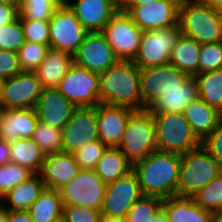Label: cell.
<instances>
[{
    "label": "cell",
    "mask_w": 222,
    "mask_h": 222,
    "mask_svg": "<svg viewBox=\"0 0 222 222\" xmlns=\"http://www.w3.org/2000/svg\"><path fill=\"white\" fill-rule=\"evenodd\" d=\"M181 155L156 150L132 164L141 191L145 196L161 199L177 197Z\"/></svg>",
    "instance_id": "6da1fadb"
},
{
    "label": "cell",
    "mask_w": 222,
    "mask_h": 222,
    "mask_svg": "<svg viewBox=\"0 0 222 222\" xmlns=\"http://www.w3.org/2000/svg\"><path fill=\"white\" fill-rule=\"evenodd\" d=\"M99 101L133 110L145 109L140 92V69L133 61L119 60L99 74Z\"/></svg>",
    "instance_id": "7a4b0ae2"
},
{
    "label": "cell",
    "mask_w": 222,
    "mask_h": 222,
    "mask_svg": "<svg viewBox=\"0 0 222 222\" xmlns=\"http://www.w3.org/2000/svg\"><path fill=\"white\" fill-rule=\"evenodd\" d=\"M178 23L182 35L198 44L222 41V17L206 0H181Z\"/></svg>",
    "instance_id": "3957f363"
},
{
    "label": "cell",
    "mask_w": 222,
    "mask_h": 222,
    "mask_svg": "<svg viewBox=\"0 0 222 222\" xmlns=\"http://www.w3.org/2000/svg\"><path fill=\"white\" fill-rule=\"evenodd\" d=\"M222 172V165L202 146L181 155L177 197L191 198Z\"/></svg>",
    "instance_id": "277c9868"
},
{
    "label": "cell",
    "mask_w": 222,
    "mask_h": 222,
    "mask_svg": "<svg viewBox=\"0 0 222 222\" xmlns=\"http://www.w3.org/2000/svg\"><path fill=\"white\" fill-rule=\"evenodd\" d=\"M117 148L132 164L157 150L155 122L149 109L135 110L130 115Z\"/></svg>",
    "instance_id": "5b68a950"
},
{
    "label": "cell",
    "mask_w": 222,
    "mask_h": 222,
    "mask_svg": "<svg viewBox=\"0 0 222 222\" xmlns=\"http://www.w3.org/2000/svg\"><path fill=\"white\" fill-rule=\"evenodd\" d=\"M157 150L183 155L201 145L183 113H152Z\"/></svg>",
    "instance_id": "8992f818"
},
{
    "label": "cell",
    "mask_w": 222,
    "mask_h": 222,
    "mask_svg": "<svg viewBox=\"0 0 222 222\" xmlns=\"http://www.w3.org/2000/svg\"><path fill=\"white\" fill-rule=\"evenodd\" d=\"M87 33L74 12L63 1L49 20L50 49L73 56Z\"/></svg>",
    "instance_id": "52a82bcc"
},
{
    "label": "cell",
    "mask_w": 222,
    "mask_h": 222,
    "mask_svg": "<svg viewBox=\"0 0 222 222\" xmlns=\"http://www.w3.org/2000/svg\"><path fill=\"white\" fill-rule=\"evenodd\" d=\"M180 34L179 23L172 27L143 31L133 63L139 69L169 64L170 53Z\"/></svg>",
    "instance_id": "ba28073f"
},
{
    "label": "cell",
    "mask_w": 222,
    "mask_h": 222,
    "mask_svg": "<svg viewBox=\"0 0 222 222\" xmlns=\"http://www.w3.org/2000/svg\"><path fill=\"white\" fill-rule=\"evenodd\" d=\"M106 184L94 170L81 169L69 183L58 189L63 205L84 206L101 211Z\"/></svg>",
    "instance_id": "9c48e42d"
},
{
    "label": "cell",
    "mask_w": 222,
    "mask_h": 222,
    "mask_svg": "<svg viewBox=\"0 0 222 222\" xmlns=\"http://www.w3.org/2000/svg\"><path fill=\"white\" fill-rule=\"evenodd\" d=\"M119 60L133 61L143 33L132 17L118 11L101 31Z\"/></svg>",
    "instance_id": "30bf717a"
},
{
    "label": "cell",
    "mask_w": 222,
    "mask_h": 222,
    "mask_svg": "<svg viewBox=\"0 0 222 222\" xmlns=\"http://www.w3.org/2000/svg\"><path fill=\"white\" fill-rule=\"evenodd\" d=\"M76 107H92L99 101V74L72 64L57 88Z\"/></svg>",
    "instance_id": "8fae6325"
},
{
    "label": "cell",
    "mask_w": 222,
    "mask_h": 222,
    "mask_svg": "<svg viewBox=\"0 0 222 222\" xmlns=\"http://www.w3.org/2000/svg\"><path fill=\"white\" fill-rule=\"evenodd\" d=\"M43 90L35 72L21 71L3 80L0 102L3 110L34 108Z\"/></svg>",
    "instance_id": "7c38bea8"
},
{
    "label": "cell",
    "mask_w": 222,
    "mask_h": 222,
    "mask_svg": "<svg viewBox=\"0 0 222 222\" xmlns=\"http://www.w3.org/2000/svg\"><path fill=\"white\" fill-rule=\"evenodd\" d=\"M188 77L171 64L140 69V92L145 109L164 93L176 90Z\"/></svg>",
    "instance_id": "4fadbf2b"
},
{
    "label": "cell",
    "mask_w": 222,
    "mask_h": 222,
    "mask_svg": "<svg viewBox=\"0 0 222 222\" xmlns=\"http://www.w3.org/2000/svg\"><path fill=\"white\" fill-rule=\"evenodd\" d=\"M62 134V152L69 154H74L86 143L99 140L96 106L77 107Z\"/></svg>",
    "instance_id": "5bb4252c"
},
{
    "label": "cell",
    "mask_w": 222,
    "mask_h": 222,
    "mask_svg": "<svg viewBox=\"0 0 222 222\" xmlns=\"http://www.w3.org/2000/svg\"><path fill=\"white\" fill-rule=\"evenodd\" d=\"M119 59L102 32H88L84 41L73 55V63L101 74Z\"/></svg>",
    "instance_id": "9a60e30c"
},
{
    "label": "cell",
    "mask_w": 222,
    "mask_h": 222,
    "mask_svg": "<svg viewBox=\"0 0 222 222\" xmlns=\"http://www.w3.org/2000/svg\"><path fill=\"white\" fill-rule=\"evenodd\" d=\"M143 196L136 174L131 171L106 184L101 215L126 217L127 211Z\"/></svg>",
    "instance_id": "2e32d148"
},
{
    "label": "cell",
    "mask_w": 222,
    "mask_h": 222,
    "mask_svg": "<svg viewBox=\"0 0 222 222\" xmlns=\"http://www.w3.org/2000/svg\"><path fill=\"white\" fill-rule=\"evenodd\" d=\"M181 0H154L135 6L128 14L143 31L172 27L178 24Z\"/></svg>",
    "instance_id": "e0dca14e"
},
{
    "label": "cell",
    "mask_w": 222,
    "mask_h": 222,
    "mask_svg": "<svg viewBox=\"0 0 222 222\" xmlns=\"http://www.w3.org/2000/svg\"><path fill=\"white\" fill-rule=\"evenodd\" d=\"M77 107L57 88H43L34 109L39 122L63 129Z\"/></svg>",
    "instance_id": "ac0fdd59"
},
{
    "label": "cell",
    "mask_w": 222,
    "mask_h": 222,
    "mask_svg": "<svg viewBox=\"0 0 222 222\" xmlns=\"http://www.w3.org/2000/svg\"><path fill=\"white\" fill-rule=\"evenodd\" d=\"M96 110L99 140L107 147H118L126 123L135 110L102 103L96 105Z\"/></svg>",
    "instance_id": "d6986e66"
},
{
    "label": "cell",
    "mask_w": 222,
    "mask_h": 222,
    "mask_svg": "<svg viewBox=\"0 0 222 222\" xmlns=\"http://www.w3.org/2000/svg\"><path fill=\"white\" fill-rule=\"evenodd\" d=\"M88 32H101L118 12L115 0H64ZM72 2V3H71Z\"/></svg>",
    "instance_id": "ffe728a7"
},
{
    "label": "cell",
    "mask_w": 222,
    "mask_h": 222,
    "mask_svg": "<svg viewBox=\"0 0 222 222\" xmlns=\"http://www.w3.org/2000/svg\"><path fill=\"white\" fill-rule=\"evenodd\" d=\"M80 170L73 154L57 152L45 157L39 175L46 188L58 190L72 181Z\"/></svg>",
    "instance_id": "44dd1931"
},
{
    "label": "cell",
    "mask_w": 222,
    "mask_h": 222,
    "mask_svg": "<svg viewBox=\"0 0 222 222\" xmlns=\"http://www.w3.org/2000/svg\"><path fill=\"white\" fill-rule=\"evenodd\" d=\"M37 122L34 108L4 110L0 115V139L10 143L32 138Z\"/></svg>",
    "instance_id": "7402d4cb"
},
{
    "label": "cell",
    "mask_w": 222,
    "mask_h": 222,
    "mask_svg": "<svg viewBox=\"0 0 222 222\" xmlns=\"http://www.w3.org/2000/svg\"><path fill=\"white\" fill-rule=\"evenodd\" d=\"M199 98L198 85L194 76H188L180 87L164 93L148 109L152 113H183L185 108Z\"/></svg>",
    "instance_id": "603a6c76"
},
{
    "label": "cell",
    "mask_w": 222,
    "mask_h": 222,
    "mask_svg": "<svg viewBox=\"0 0 222 222\" xmlns=\"http://www.w3.org/2000/svg\"><path fill=\"white\" fill-rule=\"evenodd\" d=\"M183 115L201 142L216 129L222 119L221 113L200 98L191 102L185 108Z\"/></svg>",
    "instance_id": "cb8c5ba5"
},
{
    "label": "cell",
    "mask_w": 222,
    "mask_h": 222,
    "mask_svg": "<svg viewBox=\"0 0 222 222\" xmlns=\"http://www.w3.org/2000/svg\"><path fill=\"white\" fill-rule=\"evenodd\" d=\"M72 64L71 54L49 49L35 73L43 88H58Z\"/></svg>",
    "instance_id": "d4e9b609"
},
{
    "label": "cell",
    "mask_w": 222,
    "mask_h": 222,
    "mask_svg": "<svg viewBox=\"0 0 222 222\" xmlns=\"http://www.w3.org/2000/svg\"><path fill=\"white\" fill-rule=\"evenodd\" d=\"M162 210L169 222H209L211 211L200 207L189 197H169L163 200Z\"/></svg>",
    "instance_id": "484cf974"
},
{
    "label": "cell",
    "mask_w": 222,
    "mask_h": 222,
    "mask_svg": "<svg viewBox=\"0 0 222 222\" xmlns=\"http://www.w3.org/2000/svg\"><path fill=\"white\" fill-rule=\"evenodd\" d=\"M41 175L34 174L28 180L16 185L2 197L5 210H28L45 189Z\"/></svg>",
    "instance_id": "4316f807"
},
{
    "label": "cell",
    "mask_w": 222,
    "mask_h": 222,
    "mask_svg": "<svg viewBox=\"0 0 222 222\" xmlns=\"http://www.w3.org/2000/svg\"><path fill=\"white\" fill-rule=\"evenodd\" d=\"M200 44L182 34L179 35L170 53L169 64L188 76L199 74Z\"/></svg>",
    "instance_id": "83f0119b"
},
{
    "label": "cell",
    "mask_w": 222,
    "mask_h": 222,
    "mask_svg": "<svg viewBox=\"0 0 222 222\" xmlns=\"http://www.w3.org/2000/svg\"><path fill=\"white\" fill-rule=\"evenodd\" d=\"M94 171L105 184H109L131 172L132 163L117 147H107Z\"/></svg>",
    "instance_id": "f1b7e54d"
},
{
    "label": "cell",
    "mask_w": 222,
    "mask_h": 222,
    "mask_svg": "<svg viewBox=\"0 0 222 222\" xmlns=\"http://www.w3.org/2000/svg\"><path fill=\"white\" fill-rule=\"evenodd\" d=\"M9 147L11 162L40 174L46 156L31 138L12 141Z\"/></svg>",
    "instance_id": "f546056e"
},
{
    "label": "cell",
    "mask_w": 222,
    "mask_h": 222,
    "mask_svg": "<svg viewBox=\"0 0 222 222\" xmlns=\"http://www.w3.org/2000/svg\"><path fill=\"white\" fill-rule=\"evenodd\" d=\"M34 222H51L63 214V203L58 190L45 188L28 209Z\"/></svg>",
    "instance_id": "4dcf8cb0"
},
{
    "label": "cell",
    "mask_w": 222,
    "mask_h": 222,
    "mask_svg": "<svg viewBox=\"0 0 222 222\" xmlns=\"http://www.w3.org/2000/svg\"><path fill=\"white\" fill-rule=\"evenodd\" d=\"M199 98L222 114V69L196 74Z\"/></svg>",
    "instance_id": "1f68e13d"
},
{
    "label": "cell",
    "mask_w": 222,
    "mask_h": 222,
    "mask_svg": "<svg viewBox=\"0 0 222 222\" xmlns=\"http://www.w3.org/2000/svg\"><path fill=\"white\" fill-rule=\"evenodd\" d=\"M62 135V129L38 121L31 139L47 156L62 152Z\"/></svg>",
    "instance_id": "d6a6232c"
},
{
    "label": "cell",
    "mask_w": 222,
    "mask_h": 222,
    "mask_svg": "<svg viewBox=\"0 0 222 222\" xmlns=\"http://www.w3.org/2000/svg\"><path fill=\"white\" fill-rule=\"evenodd\" d=\"M163 199L143 195L127 211V222H151L162 210Z\"/></svg>",
    "instance_id": "836d02e7"
},
{
    "label": "cell",
    "mask_w": 222,
    "mask_h": 222,
    "mask_svg": "<svg viewBox=\"0 0 222 222\" xmlns=\"http://www.w3.org/2000/svg\"><path fill=\"white\" fill-rule=\"evenodd\" d=\"M191 198L205 210L222 211V172Z\"/></svg>",
    "instance_id": "e575fe53"
},
{
    "label": "cell",
    "mask_w": 222,
    "mask_h": 222,
    "mask_svg": "<svg viewBox=\"0 0 222 222\" xmlns=\"http://www.w3.org/2000/svg\"><path fill=\"white\" fill-rule=\"evenodd\" d=\"M64 0H23L19 19L50 20Z\"/></svg>",
    "instance_id": "d590c367"
},
{
    "label": "cell",
    "mask_w": 222,
    "mask_h": 222,
    "mask_svg": "<svg viewBox=\"0 0 222 222\" xmlns=\"http://www.w3.org/2000/svg\"><path fill=\"white\" fill-rule=\"evenodd\" d=\"M34 173L13 162L0 165V197L2 198L16 185L28 180Z\"/></svg>",
    "instance_id": "8d00e7d4"
},
{
    "label": "cell",
    "mask_w": 222,
    "mask_h": 222,
    "mask_svg": "<svg viewBox=\"0 0 222 222\" xmlns=\"http://www.w3.org/2000/svg\"><path fill=\"white\" fill-rule=\"evenodd\" d=\"M49 49L46 45L25 41L17 52L21 70L35 72Z\"/></svg>",
    "instance_id": "74e56055"
},
{
    "label": "cell",
    "mask_w": 222,
    "mask_h": 222,
    "mask_svg": "<svg viewBox=\"0 0 222 222\" xmlns=\"http://www.w3.org/2000/svg\"><path fill=\"white\" fill-rule=\"evenodd\" d=\"M24 43L25 36L19 17L13 23L0 27V49L18 52Z\"/></svg>",
    "instance_id": "f35d334b"
},
{
    "label": "cell",
    "mask_w": 222,
    "mask_h": 222,
    "mask_svg": "<svg viewBox=\"0 0 222 222\" xmlns=\"http://www.w3.org/2000/svg\"><path fill=\"white\" fill-rule=\"evenodd\" d=\"M107 146L100 140L83 145L73 155L81 169L94 170Z\"/></svg>",
    "instance_id": "ab89813d"
},
{
    "label": "cell",
    "mask_w": 222,
    "mask_h": 222,
    "mask_svg": "<svg viewBox=\"0 0 222 222\" xmlns=\"http://www.w3.org/2000/svg\"><path fill=\"white\" fill-rule=\"evenodd\" d=\"M222 69V41L200 45L199 73Z\"/></svg>",
    "instance_id": "60d3db41"
},
{
    "label": "cell",
    "mask_w": 222,
    "mask_h": 222,
    "mask_svg": "<svg viewBox=\"0 0 222 222\" xmlns=\"http://www.w3.org/2000/svg\"><path fill=\"white\" fill-rule=\"evenodd\" d=\"M25 41L46 45L50 48L49 20L20 19Z\"/></svg>",
    "instance_id": "b9f144b4"
},
{
    "label": "cell",
    "mask_w": 222,
    "mask_h": 222,
    "mask_svg": "<svg viewBox=\"0 0 222 222\" xmlns=\"http://www.w3.org/2000/svg\"><path fill=\"white\" fill-rule=\"evenodd\" d=\"M67 222H99L101 212L84 206L63 205Z\"/></svg>",
    "instance_id": "7bdbcfd3"
},
{
    "label": "cell",
    "mask_w": 222,
    "mask_h": 222,
    "mask_svg": "<svg viewBox=\"0 0 222 222\" xmlns=\"http://www.w3.org/2000/svg\"><path fill=\"white\" fill-rule=\"evenodd\" d=\"M21 71L18 53L0 49V78L5 80L17 75Z\"/></svg>",
    "instance_id": "ee69618b"
},
{
    "label": "cell",
    "mask_w": 222,
    "mask_h": 222,
    "mask_svg": "<svg viewBox=\"0 0 222 222\" xmlns=\"http://www.w3.org/2000/svg\"><path fill=\"white\" fill-rule=\"evenodd\" d=\"M201 145L222 165V119Z\"/></svg>",
    "instance_id": "f6af8a7d"
},
{
    "label": "cell",
    "mask_w": 222,
    "mask_h": 222,
    "mask_svg": "<svg viewBox=\"0 0 222 222\" xmlns=\"http://www.w3.org/2000/svg\"><path fill=\"white\" fill-rule=\"evenodd\" d=\"M19 17V11L10 5L0 3V27L13 23Z\"/></svg>",
    "instance_id": "bcb514c9"
},
{
    "label": "cell",
    "mask_w": 222,
    "mask_h": 222,
    "mask_svg": "<svg viewBox=\"0 0 222 222\" xmlns=\"http://www.w3.org/2000/svg\"><path fill=\"white\" fill-rule=\"evenodd\" d=\"M8 222H34L28 210H7Z\"/></svg>",
    "instance_id": "7dc6e473"
},
{
    "label": "cell",
    "mask_w": 222,
    "mask_h": 222,
    "mask_svg": "<svg viewBox=\"0 0 222 222\" xmlns=\"http://www.w3.org/2000/svg\"><path fill=\"white\" fill-rule=\"evenodd\" d=\"M154 0H115L118 11L129 13L135 6Z\"/></svg>",
    "instance_id": "c3c4849f"
},
{
    "label": "cell",
    "mask_w": 222,
    "mask_h": 222,
    "mask_svg": "<svg viewBox=\"0 0 222 222\" xmlns=\"http://www.w3.org/2000/svg\"><path fill=\"white\" fill-rule=\"evenodd\" d=\"M11 162L9 142L0 139V165Z\"/></svg>",
    "instance_id": "681fc988"
},
{
    "label": "cell",
    "mask_w": 222,
    "mask_h": 222,
    "mask_svg": "<svg viewBox=\"0 0 222 222\" xmlns=\"http://www.w3.org/2000/svg\"><path fill=\"white\" fill-rule=\"evenodd\" d=\"M99 222H127L126 217L101 215Z\"/></svg>",
    "instance_id": "f907efd6"
},
{
    "label": "cell",
    "mask_w": 222,
    "mask_h": 222,
    "mask_svg": "<svg viewBox=\"0 0 222 222\" xmlns=\"http://www.w3.org/2000/svg\"><path fill=\"white\" fill-rule=\"evenodd\" d=\"M23 0H0V3L10 5L15 7L18 11H20Z\"/></svg>",
    "instance_id": "816d5d0a"
},
{
    "label": "cell",
    "mask_w": 222,
    "mask_h": 222,
    "mask_svg": "<svg viewBox=\"0 0 222 222\" xmlns=\"http://www.w3.org/2000/svg\"><path fill=\"white\" fill-rule=\"evenodd\" d=\"M213 9L222 17V0H208Z\"/></svg>",
    "instance_id": "f5cc1de1"
},
{
    "label": "cell",
    "mask_w": 222,
    "mask_h": 222,
    "mask_svg": "<svg viewBox=\"0 0 222 222\" xmlns=\"http://www.w3.org/2000/svg\"><path fill=\"white\" fill-rule=\"evenodd\" d=\"M151 222H169V219L165 212L161 210Z\"/></svg>",
    "instance_id": "db71d44e"
},
{
    "label": "cell",
    "mask_w": 222,
    "mask_h": 222,
    "mask_svg": "<svg viewBox=\"0 0 222 222\" xmlns=\"http://www.w3.org/2000/svg\"><path fill=\"white\" fill-rule=\"evenodd\" d=\"M209 222H222V211L212 212Z\"/></svg>",
    "instance_id": "11a10c76"
},
{
    "label": "cell",
    "mask_w": 222,
    "mask_h": 222,
    "mask_svg": "<svg viewBox=\"0 0 222 222\" xmlns=\"http://www.w3.org/2000/svg\"><path fill=\"white\" fill-rule=\"evenodd\" d=\"M0 222H8L7 210L3 208L0 210Z\"/></svg>",
    "instance_id": "9f6ffc18"
},
{
    "label": "cell",
    "mask_w": 222,
    "mask_h": 222,
    "mask_svg": "<svg viewBox=\"0 0 222 222\" xmlns=\"http://www.w3.org/2000/svg\"><path fill=\"white\" fill-rule=\"evenodd\" d=\"M51 222H67L66 218L64 217V215H60L59 217L55 218L53 221Z\"/></svg>",
    "instance_id": "6f0895ef"
},
{
    "label": "cell",
    "mask_w": 222,
    "mask_h": 222,
    "mask_svg": "<svg viewBox=\"0 0 222 222\" xmlns=\"http://www.w3.org/2000/svg\"><path fill=\"white\" fill-rule=\"evenodd\" d=\"M3 111H4V110H3L2 105H1V102H0V115H1V113H2Z\"/></svg>",
    "instance_id": "680465c9"
},
{
    "label": "cell",
    "mask_w": 222,
    "mask_h": 222,
    "mask_svg": "<svg viewBox=\"0 0 222 222\" xmlns=\"http://www.w3.org/2000/svg\"><path fill=\"white\" fill-rule=\"evenodd\" d=\"M2 198L0 197V210L2 209Z\"/></svg>",
    "instance_id": "91938a15"
},
{
    "label": "cell",
    "mask_w": 222,
    "mask_h": 222,
    "mask_svg": "<svg viewBox=\"0 0 222 222\" xmlns=\"http://www.w3.org/2000/svg\"><path fill=\"white\" fill-rule=\"evenodd\" d=\"M2 82H3V79L0 78V91H1Z\"/></svg>",
    "instance_id": "94428289"
}]
</instances>
